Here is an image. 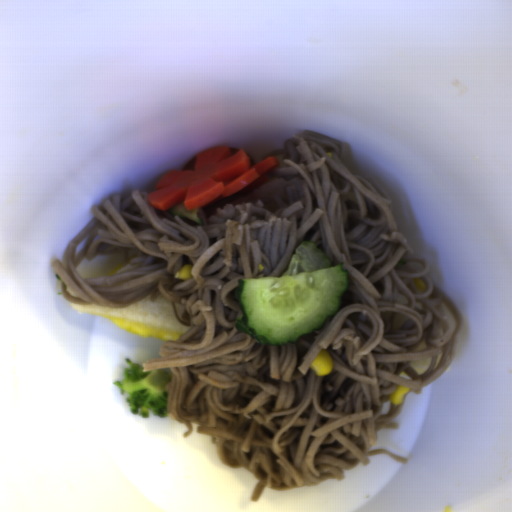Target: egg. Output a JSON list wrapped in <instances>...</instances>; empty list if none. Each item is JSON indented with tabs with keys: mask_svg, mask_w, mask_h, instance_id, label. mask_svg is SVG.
<instances>
[{
	"mask_svg": "<svg viewBox=\"0 0 512 512\" xmlns=\"http://www.w3.org/2000/svg\"><path fill=\"white\" fill-rule=\"evenodd\" d=\"M105 317H107V319L123 328L127 332L144 338L148 336H154L162 340L174 341L177 340L181 335H184V333L162 329L112 315Z\"/></svg>",
	"mask_w": 512,
	"mask_h": 512,
	"instance_id": "egg-1",
	"label": "egg"
}]
</instances>
